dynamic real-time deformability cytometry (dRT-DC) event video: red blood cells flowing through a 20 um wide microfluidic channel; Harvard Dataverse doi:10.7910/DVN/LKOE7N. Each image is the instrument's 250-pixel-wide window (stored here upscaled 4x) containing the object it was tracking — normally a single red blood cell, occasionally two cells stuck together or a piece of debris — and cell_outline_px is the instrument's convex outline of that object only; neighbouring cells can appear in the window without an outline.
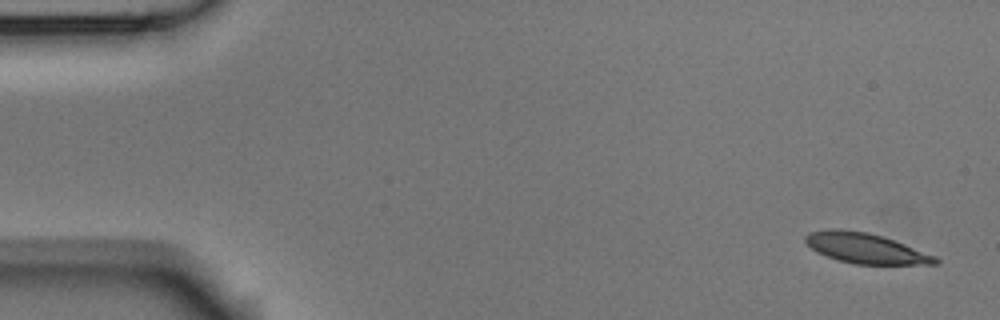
{"species": "Egyptian fruit bat (a non-hibernating species)", "species_latin": "Rousettus aegyptiacus", "temperature_condition": "room temperature", "stored_images_in_passage": 4, "camera_frame_rate_fps": 3000, "um_per_image_px": 0.085, "animal": {"sex": "male"}, "frame": {"image": 1, "passage_image": 1, "time_ms": 0.0, "image_size_px": [1000, 320], "cell_outline_px": [[940, 260], [936, 264], [852, 264], [816, 252], [804, 240], [804, 236], [808, 232], [832, 228], [868, 232], [904, 244], [936, 256]], "centroid_in_image_um": [73.55, 21.1], "position_along_channel_um": 11.5, "area_um2": 22.6}}
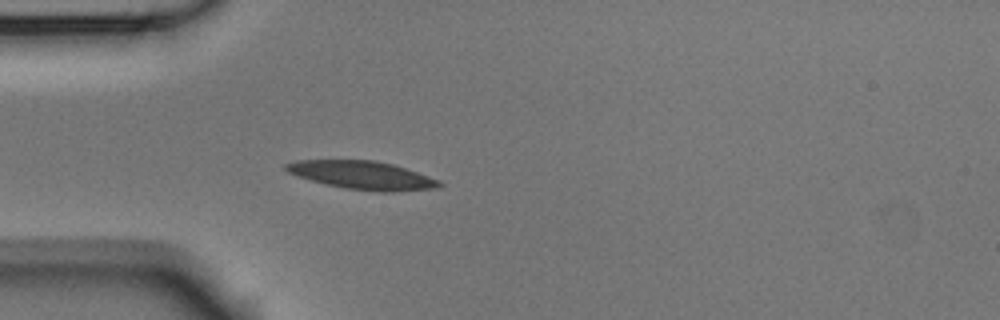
{"frame": {"image": 2, "passage_image": 4, "time_ms": 1.0, "image_size_px": [1000, 320], "cell_outline_px": [[444, 184], [440, 188], [392, 192], [380, 192], [344, 188], [296, 176], [288, 172], [284, 168], [284, 164], [296, 160], [376, 160], [392, 164], [440, 180]], "centroid_in_image_um": [30.81, 14.89], "position_along_channel_um": 54.2, "area_um2": 25.26}}